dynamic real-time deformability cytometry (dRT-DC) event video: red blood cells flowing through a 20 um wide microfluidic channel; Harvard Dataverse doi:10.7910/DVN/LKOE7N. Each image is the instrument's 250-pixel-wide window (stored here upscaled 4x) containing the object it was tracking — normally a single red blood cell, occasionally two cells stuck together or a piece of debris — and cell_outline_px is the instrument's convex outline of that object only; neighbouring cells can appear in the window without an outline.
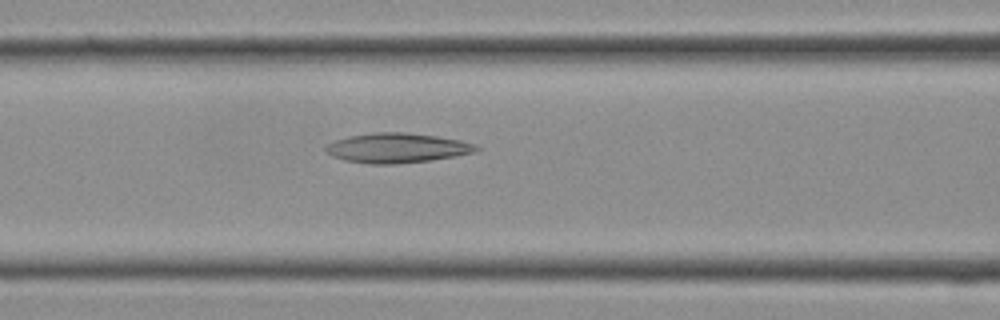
{"species": "Egyptian fruit bat (a non-hibernating species)", "species_latin": "Rousettus aegyptiacus", "temperature_condition": "cold", "stored_images_in_passage": 6, "camera_frame_rate_fps": 3000, "um_per_image_px": 0.085, "frame": {"image": 1, "passage_image": 4, "time_ms": 1.0, "image_size_px": [1000, 320], "cell_outline_px": [[480, 148], [476, 152], [456, 156], [432, 160], [396, 164], [368, 164], [344, 160], [332, 156], [324, 148], [328, 144], [336, 140], [348, 136], [372, 132], [404, 132], [436, 136], [460, 140], [476, 144]], "centroid_in_image_um": [33.76, 12.58], "position_along_channel_um": 132.8, "area_um2": 26.18}}
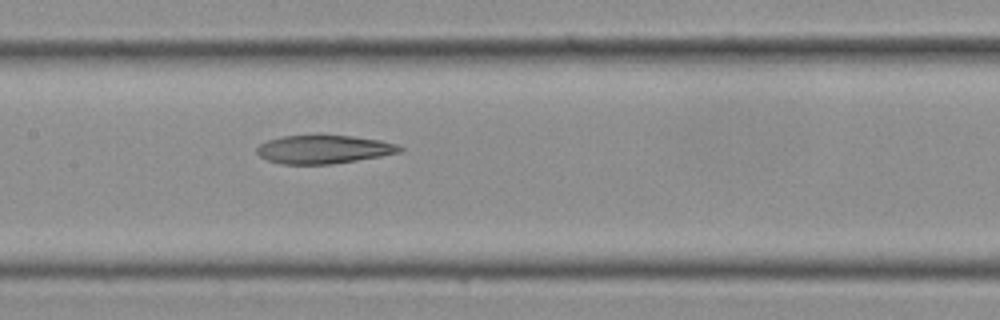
{"frame": {"image": 2, "passage_image": 6, "time_ms": 1.667, "image_size_px": [1000, 320], "cell_outline_px": [[404, 148], [400, 152], [380, 156], [332, 164], [280, 164], [268, 160], [260, 156], [256, 152], [256, 148], [260, 144], [268, 140], [284, 136], [320, 132], [352, 136], [380, 140], [396, 144]], "centroid_in_image_um": [27.48, 12.65], "position_along_channel_um": 179.9, "area_um2": 24.33}}